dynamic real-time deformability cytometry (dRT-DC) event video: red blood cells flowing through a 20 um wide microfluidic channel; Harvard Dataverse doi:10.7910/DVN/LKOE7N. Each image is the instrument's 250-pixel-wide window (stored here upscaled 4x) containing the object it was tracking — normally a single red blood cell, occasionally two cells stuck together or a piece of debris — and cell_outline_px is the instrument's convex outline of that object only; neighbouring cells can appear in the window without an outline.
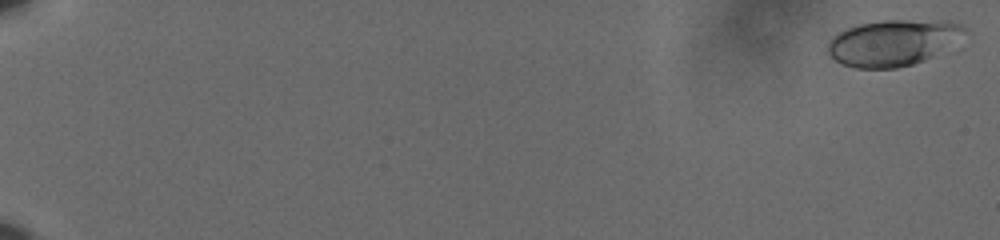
{"species": "human", "species_latin": "Homo sapiens", "temperature_condition": "cold", "stored_images_in_passage": 61, "camera_frame_rate_fps": 3000, "um_per_image_px": 0.085, "donor": {"sex": "male"}, "frame": {"image": 1, "passage_image": 2, "time_ms": 0.333, "image_size_px": [1000, 240], "cell_outline_px": [[964, 28], [924, 60], [912, 64], [896, 68], [856, 68], [840, 64], [828, 52], [828, 44], [832, 36], [848, 28], [860, 24], [880, 20], [948, 20], [964, 24]], "centroid_in_image_um": [75.73, 3.61], "position_along_channel_um": 9.3, "area_um2": 35.37}}
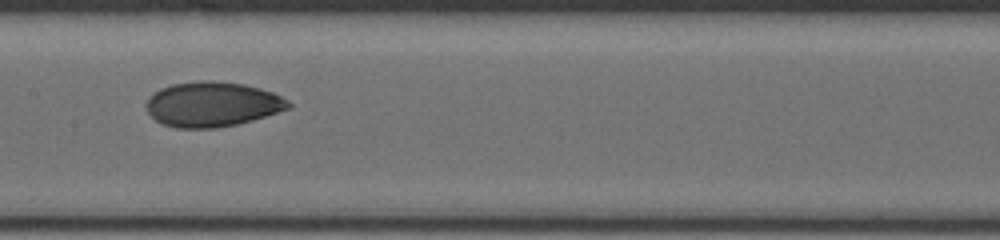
{"frame": {"image": 2, "passage_image": 35, "time_ms": 11.333, "image_size_px": [1000, 240], "cell_outline_px": [[292, 104], [288, 108], [252, 120], [236, 124], [216, 128], [176, 128], [160, 124], [148, 112], [144, 104], [148, 96], [152, 92], [160, 88], [172, 84], [196, 80], [212, 80], [244, 84], [260, 88], [272, 92], [288, 100]], "centroid_in_image_um": [17.97, 8.85], "position_along_channel_um": 189.4, "area_um2": 37.45}}
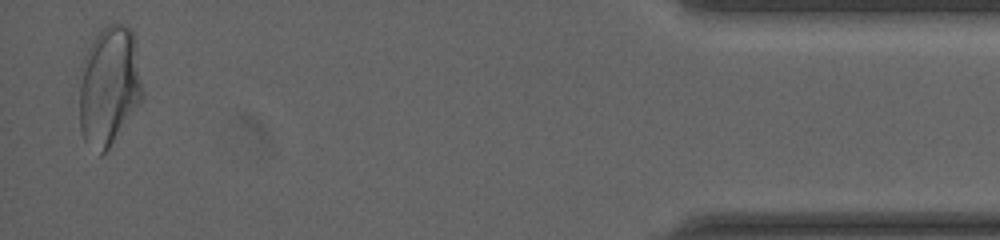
{"frame": {"image": 3, "passage_image": 60, "time_ms": 19.667, "image_size_px": [1000, 240], "cell_outline_px": [[144, 96], [108, 148], [100, 156], [84, 140], [80, 132], [80, 68], [84, 56], [92, 40], [108, 24], [124, 24], [132, 32]], "centroid_in_image_um": [9.24, 7.32], "position_along_channel_um": 426.0, "area_um2": 43.35}, "authors_computed_cell_mechanics": {"area_um2": 36.2984, "velocity_mm_per_s": 3.6294, "shape_relaxation_time_tau1_ms": 5.2093, "shape_relaxation_time_tau2_ms": 1.7191, "deformation_change_tau1": 0.1442, "deformation_change_tau2": 0.0467}}